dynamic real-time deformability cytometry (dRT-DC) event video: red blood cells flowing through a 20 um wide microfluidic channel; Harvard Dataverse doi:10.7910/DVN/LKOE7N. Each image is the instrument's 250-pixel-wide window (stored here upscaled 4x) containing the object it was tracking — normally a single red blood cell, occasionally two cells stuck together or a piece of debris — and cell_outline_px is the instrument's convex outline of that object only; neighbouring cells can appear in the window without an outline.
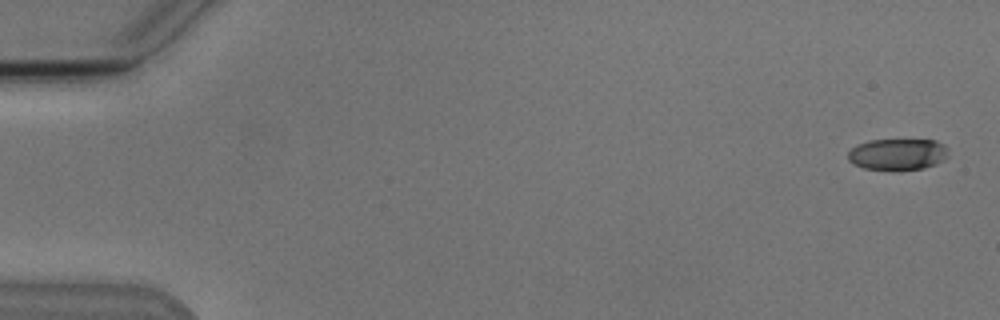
{"species": "Egyptian fruit bat (a non-hibernating species)", "species_latin": "Rousettus aegyptiacus", "temperature_condition": "cold", "stored_images_in_passage": 3, "camera_frame_rate_fps": 3000, "um_per_image_px": 0.085, "animal": {"sex": "male"}, "frame": {"image": 1, "passage_image": 1, "time_ms": 0.0, "image_size_px": [1000, 320], "cell_outline_px": [[948, 156], [944, 160], [936, 164], [924, 168], [864, 168], [852, 164], [848, 160], [848, 152], [856, 144], [868, 140], [936, 140], [944, 144], [948, 148]], "centroid_in_image_um": [76.31, 13.08], "position_along_channel_um": 8.7, "area_um2": 18.15}}